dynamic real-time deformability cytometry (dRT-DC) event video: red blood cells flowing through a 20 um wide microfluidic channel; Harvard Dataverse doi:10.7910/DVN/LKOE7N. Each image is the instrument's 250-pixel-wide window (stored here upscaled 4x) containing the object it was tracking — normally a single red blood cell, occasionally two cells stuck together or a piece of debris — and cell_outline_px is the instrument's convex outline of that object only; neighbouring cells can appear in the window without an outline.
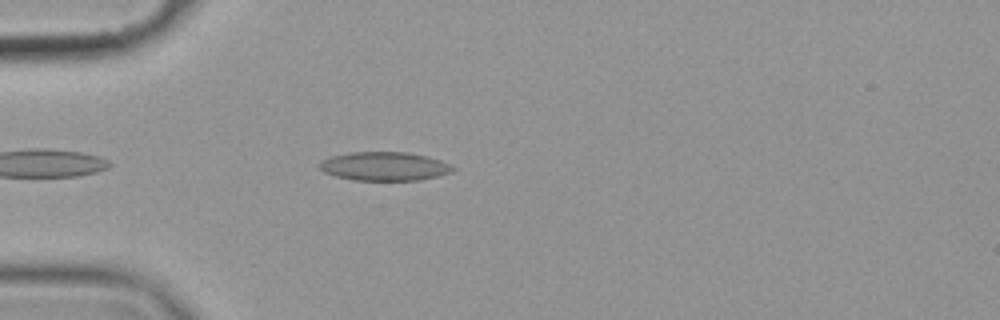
{"species": "common noctule bat (a hibernating species)", "species_latin": "Nyctalus noctula", "temperature_condition": "cold", "stored_images_in_passage": 10, "camera_frame_rate_fps": 3000, "um_per_image_px": 0.085, "animal": {"sex": "female", "body_mass_g": 19.9}, "frame": {"image": 1, "passage_image": 5, "time_ms": 1.333, "image_size_px": [1000, 320], "cell_outline_px": [[456, 172], [440, 176], [420, 180], [352, 180], [336, 176], [324, 172], [320, 168], [320, 160], [332, 156], [348, 152], [408, 152], [428, 156], [440, 160], [456, 168]], "centroid_in_image_um": [32.72, 14.13], "position_along_channel_um": 52.3, "area_um2": 22.54}}
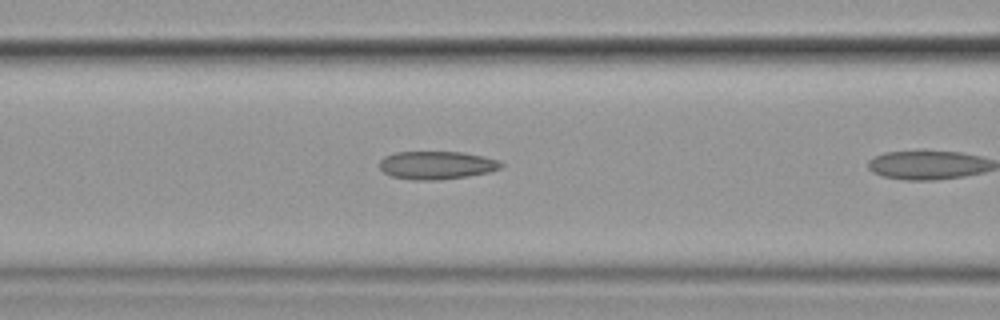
{"frame": {"image": 2, "passage_image": 9, "time_ms": 2.667, "image_size_px": [1000, 320], "cell_outline_px": [[504, 164], [500, 168], [488, 172], [468, 176], [440, 180], [412, 180], [392, 176], [384, 172], [380, 168], [380, 160], [384, 156], [396, 152], [464, 152], [484, 156], [496, 160]], "centroid_in_image_um": [37.1, 14.04], "position_along_channel_um": 129.5, "area_um2": 19.88}}